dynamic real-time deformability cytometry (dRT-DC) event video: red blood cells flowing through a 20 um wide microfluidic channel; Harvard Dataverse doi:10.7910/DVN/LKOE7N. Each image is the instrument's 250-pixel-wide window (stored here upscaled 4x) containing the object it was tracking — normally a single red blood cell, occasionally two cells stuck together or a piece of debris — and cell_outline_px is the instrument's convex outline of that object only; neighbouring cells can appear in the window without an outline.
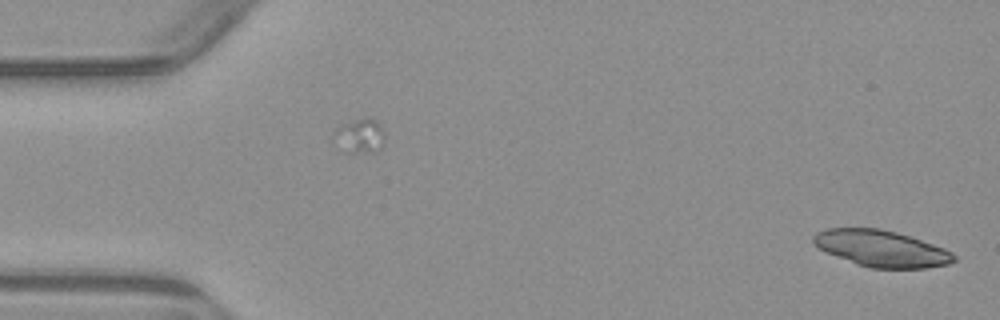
{"species": "common noctule bat (a hibernating species)", "species_latin": "Nyctalus noctula", "temperature_condition": "warm", "stored_images_in_passage": 6, "segment_of_instrument_passage": [2, 2], "camera_frame_rate_fps": 3000, "um_per_image_px": 0.085, "animal": {"sex": "male", "body_mass_g": 23.1, "forearm_length_mm": 52.7}, "frame": {"image": 1, "passage_image": 6, "time_ms": 6.0, "image_size_px": [1000, 320], "cell_outline_px": [[956, 260], [948, 264], [924, 268], [872, 268], [856, 264], [828, 252], [812, 244], [812, 236], [816, 232], [828, 228], [880, 228], [896, 232], [944, 248], [952, 252], [956, 256]], "centroid_in_image_um": [74.9, 21.12], "position_along_channel_um": 10.1, "area_um2": 29.59}}